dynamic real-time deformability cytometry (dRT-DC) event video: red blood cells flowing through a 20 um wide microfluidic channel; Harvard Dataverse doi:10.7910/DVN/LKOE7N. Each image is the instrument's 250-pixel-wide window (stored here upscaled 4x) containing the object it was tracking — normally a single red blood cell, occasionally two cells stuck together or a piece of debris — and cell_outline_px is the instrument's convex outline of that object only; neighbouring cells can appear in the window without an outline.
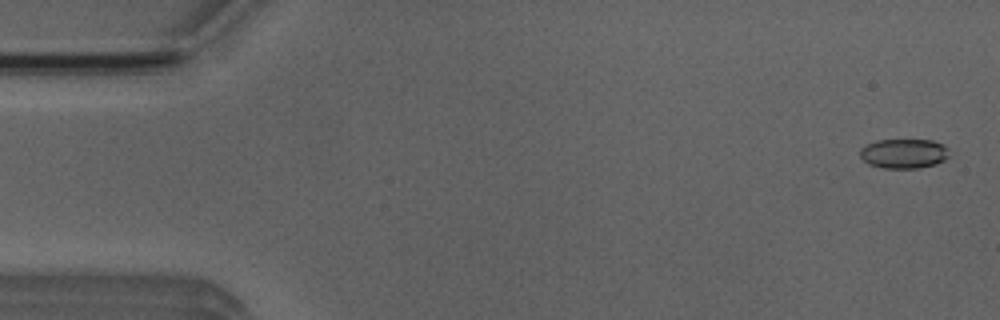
{"species": "Egyptian fruit bat (a non-hibernating species)", "species_latin": "Rousettus aegyptiacus", "temperature_condition": "room temperature", "stored_images_in_passage": 52, "camera_frame_rate_fps": 3000, "um_per_image_px": 0.085, "animal": {"sex": "male"}, "frame": {"image": 1, "passage_image": 2, "time_ms": 0.333, "image_size_px": [1000, 320], "cell_outline_px": [[948, 156], [944, 160], [936, 164], [920, 168], [884, 168], [868, 164], [860, 156], [860, 148], [876, 140], [932, 140], [948, 148]], "centroid_in_image_um": [76.81, 13.06], "position_along_channel_um": 8.2, "area_um2": 15.32}}
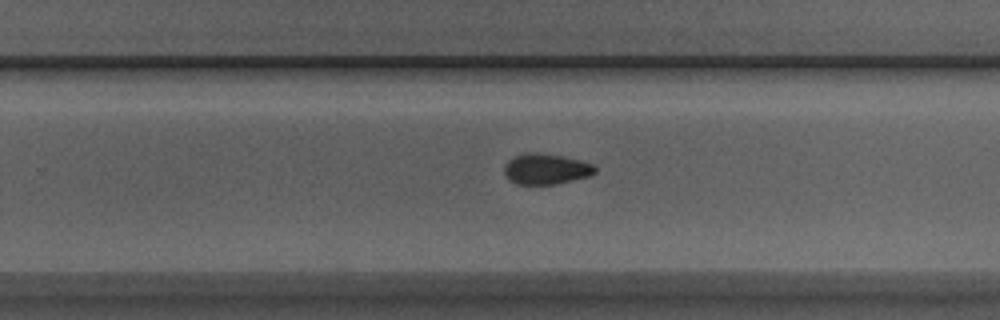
{"frame": {"image": 2, "passage_image": 33, "time_ms": 10.667, "image_size_px": [1000, 320], "cell_outline_px": [[596, 172], [592, 176], [556, 184], [516, 184], [508, 180], [504, 172], [504, 164], [508, 160], [516, 156], [528, 152], [536, 152], [564, 156], [580, 160], [592, 164], [596, 168]], "centroid_in_image_um": [46.41, 14.37], "position_along_channel_um": 283.4, "area_um2": 16.42}}
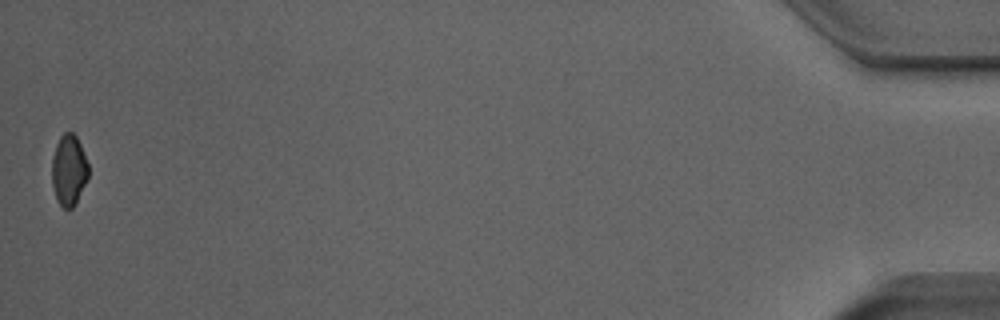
{"frame": {"image": 3, "passage_image": 52, "time_ms": 17.0, "image_size_px": [1000, 320], "cell_outline_px": [[88, 176], [72, 208], [64, 208], [56, 200], [52, 188], [52, 156], [56, 144], [60, 136], [64, 132], [72, 132], [76, 136], [80, 144], [88, 164]], "centroid_in_image_um": [5.82, 14.43], "position_along_channel_um": 429.4, "area_um2": 14.91}, "authors_computed_cell_mechanics": {"area_um2": 16.2996, "velocity_mm_per_s": 3.9294, "shape_relaxation_time_tau1_ms": null, "shape_relaxation_time_tau2_ms": 3.6753, "deformation_change_tau1": null, "deformation_change_tau2": 0.0755}}